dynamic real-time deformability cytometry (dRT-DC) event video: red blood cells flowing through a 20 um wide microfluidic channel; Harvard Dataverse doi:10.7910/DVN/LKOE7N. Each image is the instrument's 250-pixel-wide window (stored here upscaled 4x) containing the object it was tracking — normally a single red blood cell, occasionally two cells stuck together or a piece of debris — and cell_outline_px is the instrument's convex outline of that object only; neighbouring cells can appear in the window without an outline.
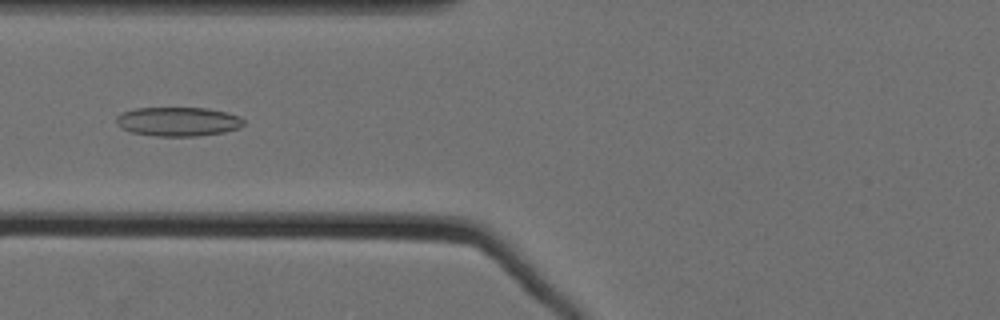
{"species": "Egyptian fruit bat (a non-hibernating species)", "species_latin": "Rousettus aegyptiacus", "temperature_condition": "cold", "stored_images_in_passage": 61, "camera_frame_rate_fps": 3000, "um_per_image_px": 0.085, "animal": {"sex": "female"}, "frame": {"image": 1, "passage_image": 28, "time_ms": 9.0, "image_size_px": [1000, 320], "cell_outline_px": [[244, 124], [240, 128], [224, 132], [196, 136], [156, 136], [132, 132], [120, 128], [116, 124], [116, 116], [120, 112], [136, 108], [208, 108], [228, 112], [240, 116], [244, 120]], "centroid_in_image_um": [15.13, 10.33], "position_along_channel_um": 110.7, "area_um2": 21.85}}
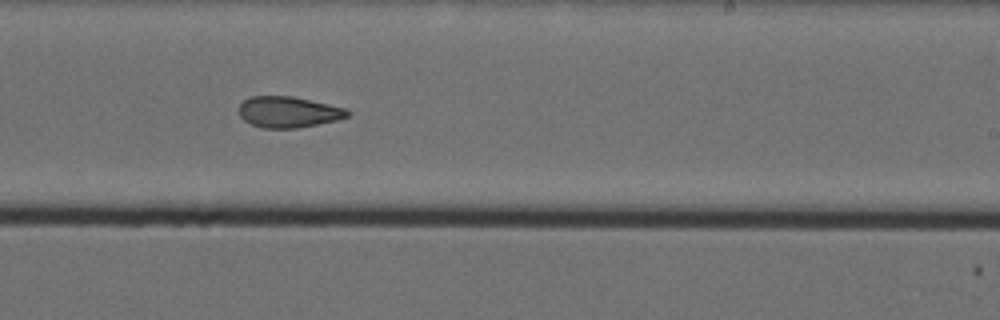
{"frame": {"image": 2, "passage_image": 41, "time_ms": 13.333, "image_size_px": [1000, 320], "cell_outline_px": [[348, 116], [336, 120], [296, 128], [260, 128], [244, 120], [240, 116], [240, 104], [244, 100], [252, 96], [292, 96], [348, 108]], "centroid_in_image_um": [24.51, 9.51], "position_along_channel_um": 264.5, "area_um2": 19.48}}
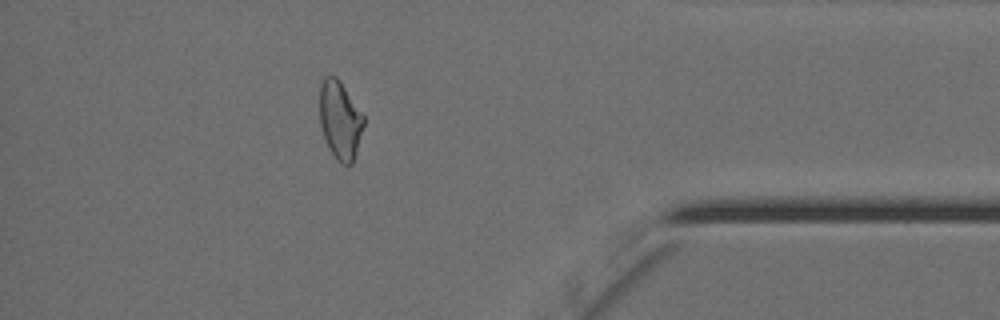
{"frame": {"image": 3, "passage_image": 55, "time_ms": 18.0, "image_size_px": [1000, 320], "cell_outline_px": [[364, 124], [356, 152], [352, 164], [340, 164], [336, 160], [328, 148], [324, 140], [320, 124], [320, 84], [324, 76], [336, 76], [340, 80], [364, 116]], "centroid_in_image_um": [28.89, 10.21], "position_along_channel_um": 406.3, "area_um2": 20.17}, "authors_computed_cell_mechanics": {"area_um2": 22.3686, "velocity_mm_per_s": 3.5286, "shape_relaxation_time_tau1_ms": null, "shape_relaxation_time_tau2_ms": 4.4595, "deformation_change_tau1": null, "deformation_change_tau2": 0.1148}}